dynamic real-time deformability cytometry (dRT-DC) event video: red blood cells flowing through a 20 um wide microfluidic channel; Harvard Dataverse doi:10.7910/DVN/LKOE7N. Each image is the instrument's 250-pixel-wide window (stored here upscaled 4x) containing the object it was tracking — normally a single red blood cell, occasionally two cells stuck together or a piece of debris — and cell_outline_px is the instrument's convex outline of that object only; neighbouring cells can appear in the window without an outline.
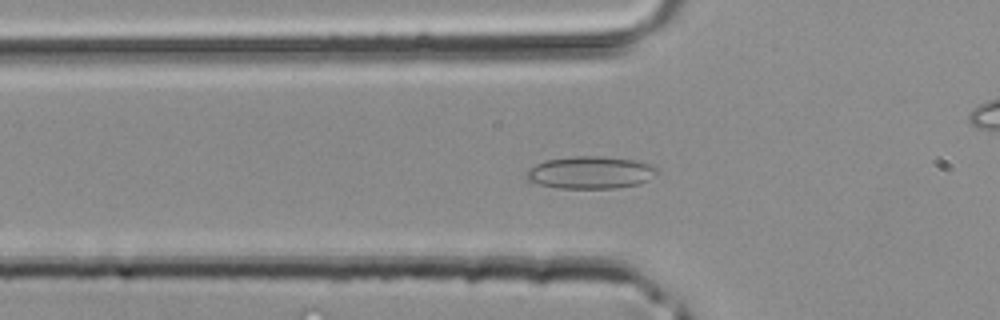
{"species": "common noctule bat (a hibernating species)", "species_latin": "Nyctalus noctula", "temperature_condition": "room temperature", "stored_images_in_passage": 35, "camera_frame_rate_fps": 3000, "um_per_image_px": 0.085, "animal": {"sex": "male", "body_mass_g": 20.4}, "frame": {"image": 1, "passage_image": 12, "time_ms": 3.667, "image_size_px": [1000, 320], "cell_outline_px": [[660, 172], [648, 180], [640, 184], [616, 188], [556, 188], [540, 184], [528, 180], [524, 176], [528, 168], [544, 160], [572, 156], [604, 156], [636, 160], [652, 164], [660, 168]], "centroid_in_image_um": [50.23, 14.65], "position_along_channel_um": 75.6, "area_um2": 25.14}}
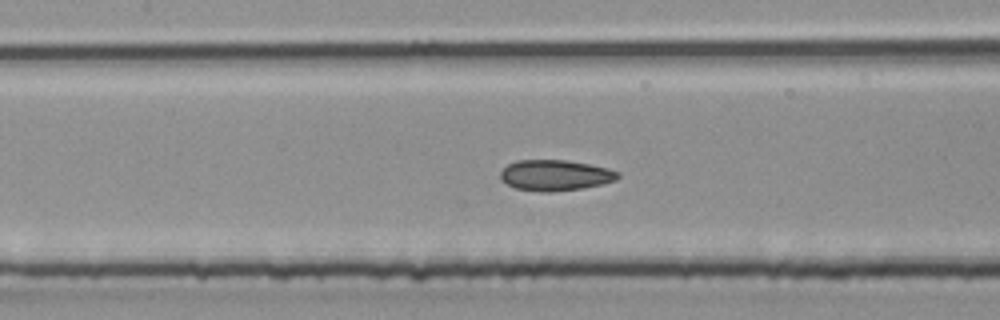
{"frame": {"image": 2, "passage_image": 17, "time_ms": 5.333, "image_size_px": [1000, 320], "cell_outline_px": [[620, 176], [616, 180], [604, 184], [584, 188], [552, 192], [540, 192], [516, 188], [500, 180], [500, 172], [508, 164], [516, 160], [564, 160], [588, 164], [620, 172]], "centroid_in_image_um": [47.18, 14.91], "position_along_channel_um": 160.2, "area_um2": 21.1}}
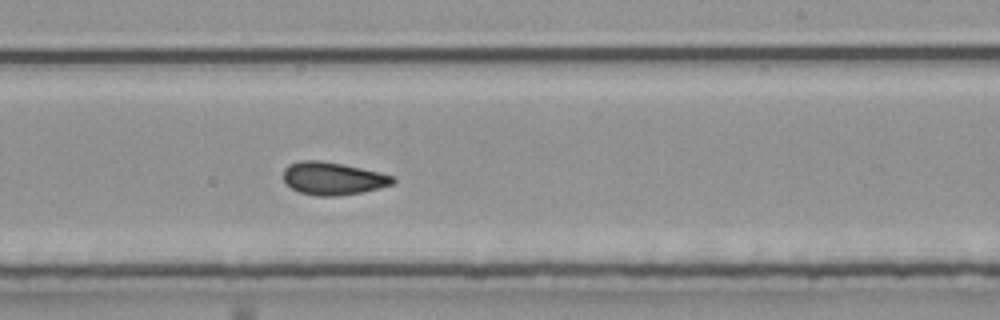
{"frame": {"image": 3, "passage_image": 23, "time_ms": 7.333, "image_size_px": [1000, 320], "cell_outline_px": [[396, 180], [392, 184], [360, 192], [336, 196], [316, 196], [300, 192], [292, 188], [284, 180], [284, 168], [288, 164], [300, 160], [320, 160], [380, 172], [392, 176]], "centroid_in_image_um": [28.25, 15.16], "position_along_channel_um": 260.7, "area_um2": 20.58}}